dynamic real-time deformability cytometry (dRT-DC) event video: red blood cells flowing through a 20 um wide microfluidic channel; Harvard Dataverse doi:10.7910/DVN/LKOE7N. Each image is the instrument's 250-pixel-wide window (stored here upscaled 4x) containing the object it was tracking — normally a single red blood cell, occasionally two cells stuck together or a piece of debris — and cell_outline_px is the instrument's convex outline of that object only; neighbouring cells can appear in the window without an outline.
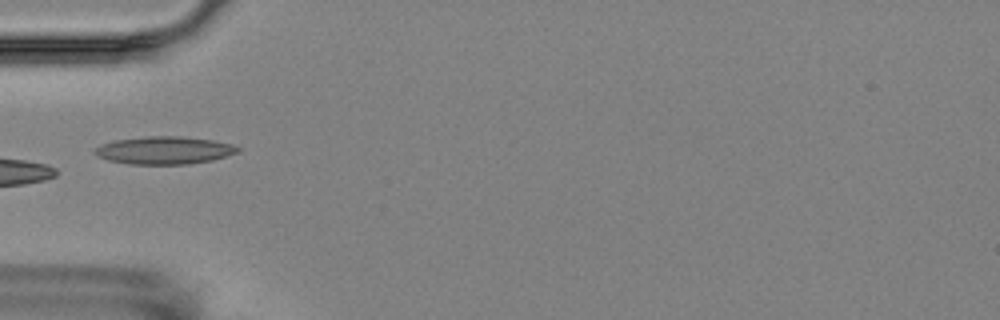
{"species": "Egyptian fruit bat (a non-hibernating species)", "species_latin": "Rousettus aegyptiacus", "temperature_condition": "room temperature", "stored_images_in_passage": 7, "camera_frame_rate_fps": 3000, "um_per_image_px": 0.085, "animal": {"sex": "female"}, "frame": {"image": 1, "passage_image": 5, "time_ms": 4.667, "image_size_px": [1000, 320], "cell_outline_px": [[240, 152], [212, 160], [188, 164], [128, 164], [108, 160], [96, 156], [92, 152], [92, 148], [100, 144], [112, 140], [148, 136], [180, 136], [212, 140], [232, 144], [240, 148]], "centroid_in_image_um": [13.9, 12.77], "position_along_channel_um": 71.1, "area_um2": 23.35}}